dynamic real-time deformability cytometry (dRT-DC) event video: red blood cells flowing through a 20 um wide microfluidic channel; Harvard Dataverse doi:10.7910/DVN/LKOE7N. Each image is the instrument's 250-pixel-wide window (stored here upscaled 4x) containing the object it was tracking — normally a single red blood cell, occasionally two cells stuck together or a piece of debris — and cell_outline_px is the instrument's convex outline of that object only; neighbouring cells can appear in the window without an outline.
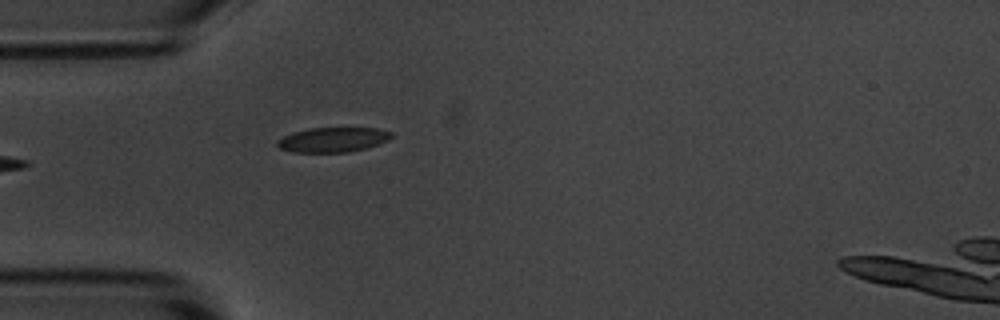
{"species": "common noctule bat (a hibernating species)", "species_latin": "Nyctalus noctula", "temperature_condition": "room temperature", "stored_images_in_passage": 5, "camera_frame_rate_fps": 3000, "um_per_image_px": 0.085, "animal": {"sex": "male", "body_mass_g": 20.1, "forearm_length_mm": 53.5}, "frame": {"image": 1, "passage_image": 5, "time_ms": 4.667, "image_size_px": [1000, 320], "cell_outline_px": [[392, 136], [388, 140], [364, 148], [348, 152], [292, 152], [280, 148], [276, 144], [276, 140], [292, 132], [308, 128], [376, 128], [392, 132]], "centroid_in_image_um": [28.25, 11.87], "position_along_channel_um": 56.8, "area_um2": 16.36}}